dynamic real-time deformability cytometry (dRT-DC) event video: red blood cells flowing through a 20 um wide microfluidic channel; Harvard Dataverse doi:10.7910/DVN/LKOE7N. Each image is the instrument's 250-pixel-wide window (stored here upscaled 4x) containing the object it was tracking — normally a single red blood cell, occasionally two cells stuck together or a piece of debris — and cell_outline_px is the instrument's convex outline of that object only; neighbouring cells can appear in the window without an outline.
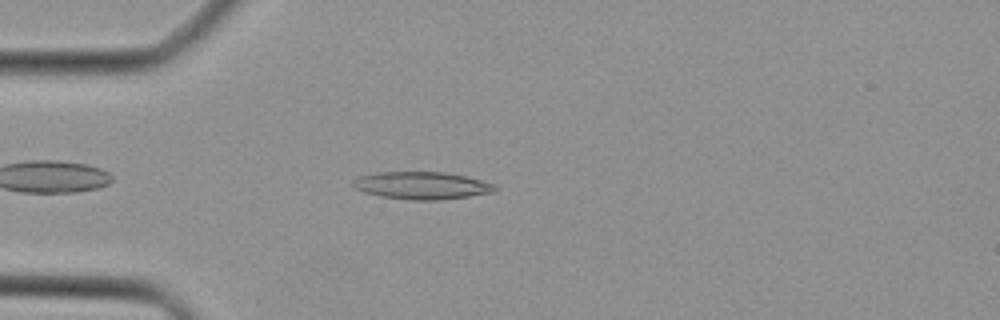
{"species": "Egyptian fruit bat (a non-hibernating species)", "species_latin": "Rousettus aegyptiacus", "temperature_condition": "cold", "stored_images_in_passage": 36, "camera_frame_rate_fps": 3000, "um_per_image_px": 0.085, "animal": {"sex": "female"}, "frame": {"image": 1, "passage_image": 4, "time_ms": 1.0, "image_size_px": [1000, 320], "cell_outline_px": [[496, 188], [492, 192], [468, 196], [440, 200], [408, 200], [380, 196], [364, 192], [356, 188], [352, 184], [352, 180], [360, 176], [376, 172], [444, 172], [464, 176], [480, 180], [492, 184]], "centroid_in_image_um": [35.79, 15.77], "position_along_channel_um": 49.2, "area_um2": 22.48}}
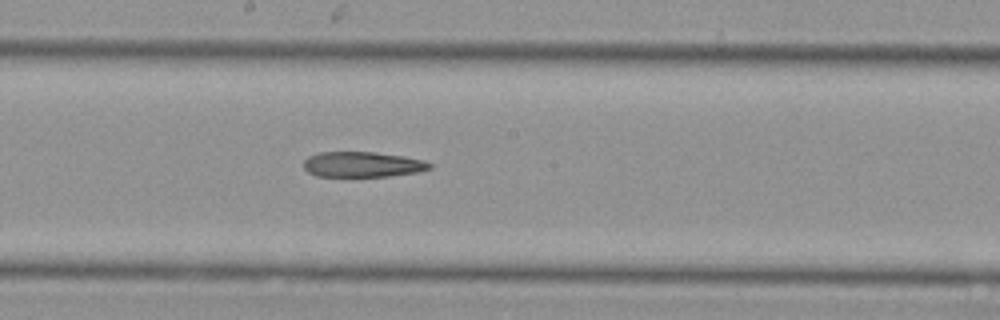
{"frame": {"image": 2, "passage_image": 16, "time_ms": 5.0, "image_size_px": [1000, 320], "cell_outline_px": [[432, 168], [416, 172], [388, 176], [316, 176], [308, 172], [304, 168], [304, 160], [308, 156], [320, 152], [376, 152], [404, 156], [424, 160], [432, 164]], "centroid_in_image_um": [30.81, 13.97], "position_along_channel_um": 217.4, "area_um2": 18.61}}
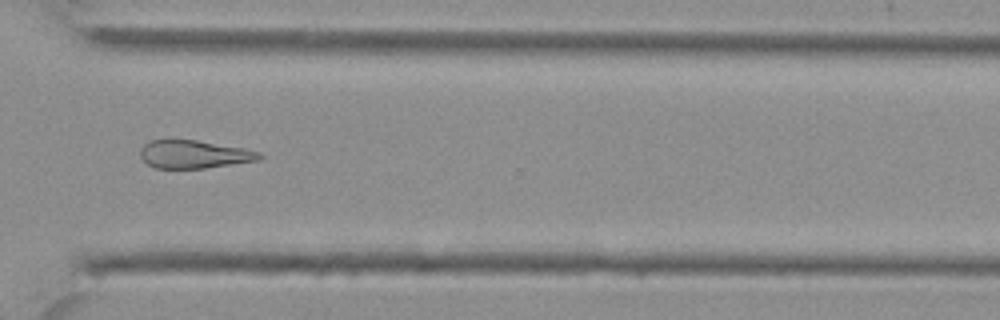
{"frame": {"image": 3, "passage_image": 25, "time_ms": 8.0, "image_size_px": [1000, 320], "cell_outline_px": [[264, 156], [260, 160], [204, 168], [156, 168], [148, 164], [140, 156], [140, 148], [148, 140], [196, 140], [244, 148], [260, 152]], "centroid_in_image_um": [16.5, 13.11], "position_along_channel_um": 354.1, "area_um2": 19.42}}